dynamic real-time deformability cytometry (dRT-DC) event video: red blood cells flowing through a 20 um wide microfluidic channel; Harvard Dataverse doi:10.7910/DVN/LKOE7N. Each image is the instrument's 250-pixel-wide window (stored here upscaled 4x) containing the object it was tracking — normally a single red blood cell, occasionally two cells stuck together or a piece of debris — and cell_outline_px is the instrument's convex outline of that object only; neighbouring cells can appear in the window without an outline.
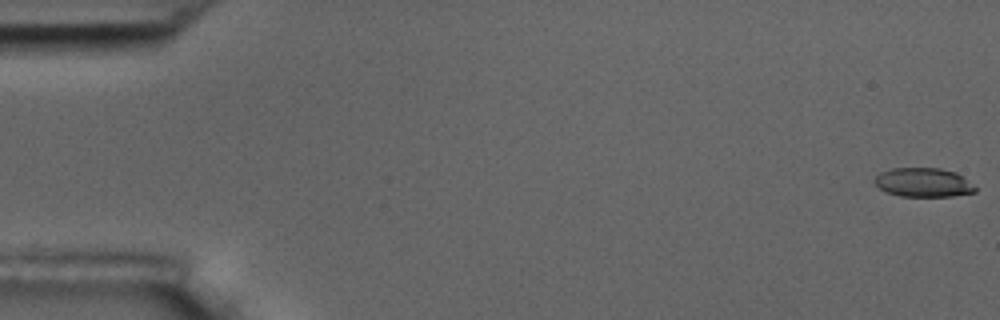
{"species": "common noctule bat (a hibernating species)", "species_latin": "Nyctalus noctula", "temperature_condition": "room temperature", "stored_images_in_passage": 5, "camera_frame_rate_fps": 3000, "um_per_image_px": 0.085, "animal": {"sex": "male", "body_mass_g": 17.5, "forearm_length_mm": 52.3}, "frame": {"image": 1, "passage_image": 1, "time_ms": 0.0, "image_size_px": [1000, 320], "cell_outline_px": [[976, 192], [952, 196], [900, 196], [888, 192], [880, 188], [872, 180], [880, 172], [892, 168], [940, 168], [956, 172], [976, 188]], "centroid_in_image_um": [78.46, 15.5], "position_along_channel_um": 6.5, "area_um2": 16.88}}
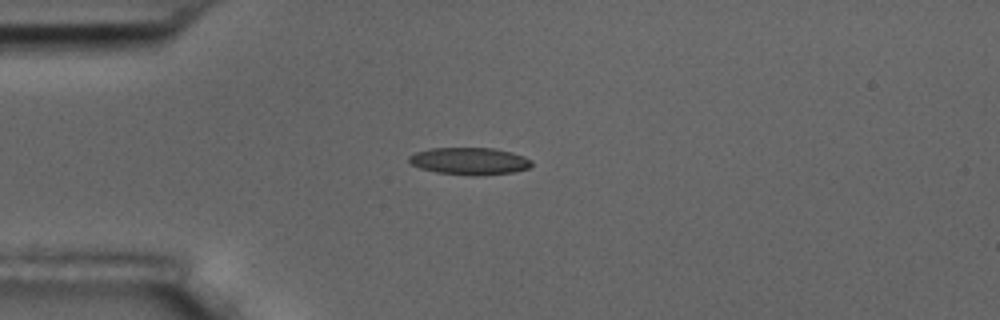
{"frame": {"image": 2, "passage_image": 5, "time_ms": 4.667, "image_size_px": [1000, 320], "cell_outline_px": [[532, 164], [528, 168], [512, 172], [472, 176], [436, 172], [420, 168], [412, 164], [408, 160], [408, 156], [416, 152], [432, 148], [496, 148], [512, 152], [524, 156], [532, 160]], "centroid_in_image_um": [39.91, 13.69], "position_along_channel_um": 45.1, "area_um2": 19.42}}